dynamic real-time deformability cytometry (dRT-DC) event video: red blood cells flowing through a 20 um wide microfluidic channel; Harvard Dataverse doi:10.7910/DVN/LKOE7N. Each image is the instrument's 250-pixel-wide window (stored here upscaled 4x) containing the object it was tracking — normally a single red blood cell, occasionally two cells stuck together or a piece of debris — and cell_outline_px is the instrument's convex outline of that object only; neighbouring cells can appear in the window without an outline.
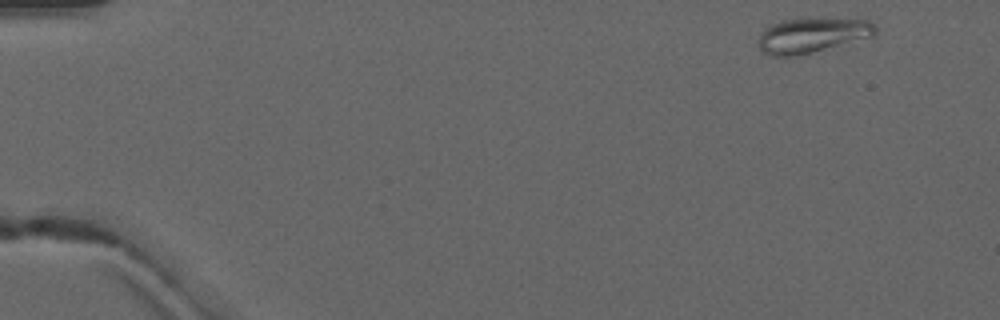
{"species": "common noctule bat (a hibernating species)", "species_latin": "Nyctalus noctula", "temperature_condition": "warm", "stored_images_in_passage": 4, "camera_frame_rate_fps": 3000, "um_per_image_px": 0.085, "animal": {"sex": "male", "forearm_length_mm": 52.5}, "frame": {"image": 1, "passage_image": 1, "time_ms": 0.0, "image_size_px": [1000, 320], "cell_outline_px": [[876, 36], [796, 56], [772, 56], [764, 52], [760, 48], [760, 32], [764, 28], [780, 20], [804, 16], [812, 16], [868, 20], [876, 28]], "centroid_in_image_um": [69.05, 2.94], "position_along_channel_um": 16.0, "area_um2": 24.51}}